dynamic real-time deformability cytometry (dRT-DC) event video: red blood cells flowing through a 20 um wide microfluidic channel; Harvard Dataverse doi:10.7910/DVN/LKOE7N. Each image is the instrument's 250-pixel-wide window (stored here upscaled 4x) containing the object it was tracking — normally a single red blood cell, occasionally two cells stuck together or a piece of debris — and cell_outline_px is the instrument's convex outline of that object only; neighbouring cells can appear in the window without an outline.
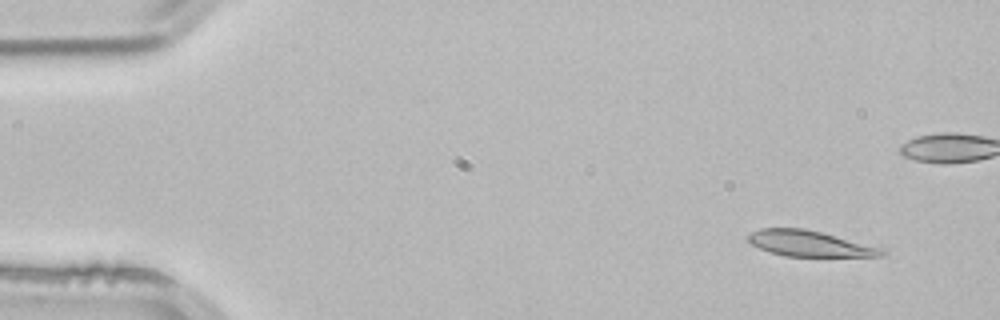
{"species": "common noctule bat (a hibernating species)", "species_latin": "Nyctalus noctula", "temperature_condition": "room temperature", "stored_images_in_passage": 4, "camera_frame_rate_fps": 3000, "um_per_image_px": 0.085, "animal": {"sex": "male", "body_mass_g": 21.5, "forearm_length_mm": 52.0}, "frame": {"image": 1, "passage_image": 1, "time_ms": 0.0, "image_size_px": [1000, 320], "cell_outline_px": [[884, 256], [784, 256], [760, 248], [752, 244], [744, 236], [748, 232], [760, 228], [804, 228], [884, 248]], "centroid_in_image_um": [68.76, 20.69], "position_along_channel_um": 16.2, "area_um2": 20.0}}